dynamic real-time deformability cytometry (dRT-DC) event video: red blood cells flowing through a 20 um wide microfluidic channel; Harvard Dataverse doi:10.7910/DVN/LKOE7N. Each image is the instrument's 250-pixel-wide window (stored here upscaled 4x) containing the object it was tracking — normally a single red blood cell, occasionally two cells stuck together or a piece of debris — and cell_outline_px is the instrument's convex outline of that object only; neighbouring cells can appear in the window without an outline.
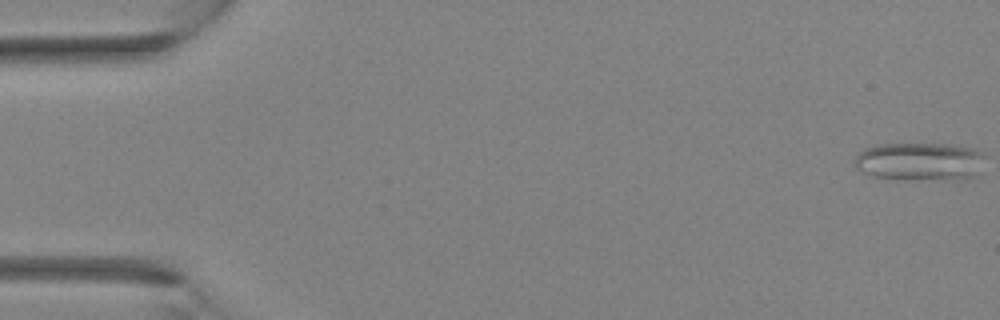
{"species": "Egyptian fruit bat (a non-hibernating species)", "species_latin": "Rousettus aegyptiacus", "temperature_condition": "room temperature", "stored_images_in_passage": 35, "camera_frame_rate_fps": 3000, "um_per_image_px": 0.085, "animal": {"sex": "female"}, "frame": {"image": 1, "passage_image": 1, "time_ms": 0.0, "image_size_px": [1000, 320], "cell_outline_px": [[984, 156], [972, 176], [872, 176], [856, 168], [852, 164], [852, 160], [864, 148], [880, 144], [944, 144], [972, 148], [984, 152]], "centroid_in_image_um": [78.05, 13.62], "position_along_channel_um": 7.0, "area_um2": 26.88}}
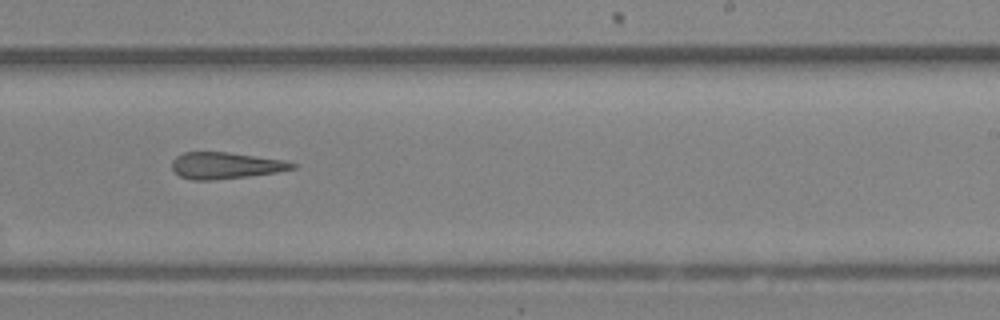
{"frame": {"image": 2, "passage_image": 22, "time_ms": 7.0, "image_size_px": [1000, 320], "cell_outline_px": [[296, 168], [276, 172], [248, 176], [212, 180], [192, 180], [180, 176], [172, 168], [172, 160], [176, 156], [184, 152], [228, 152], [284, 160], [296, 164]], "centroid_in_image_um": [19.15, 14.06], "position_along_channel_um": 269.8, "area_um2": 18.5}}
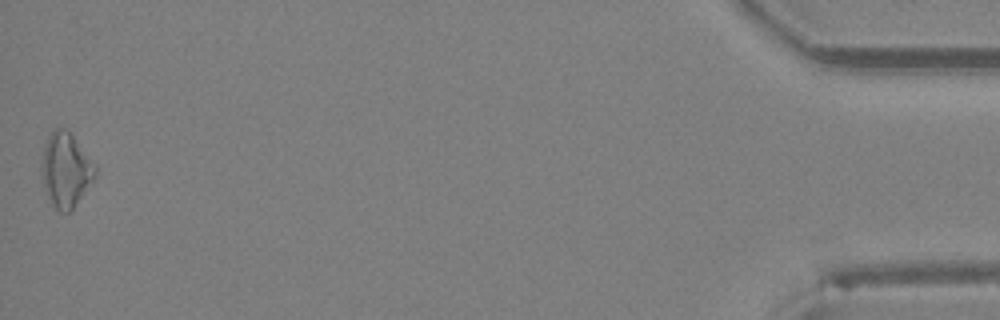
{"frame": {"image": 3, "passage_image": 35, "time_ms": 11.333, "image_size_px": [1000, 320], "cell_outline_px": [[96, 176], [72, 208], [68, 212], [60, 212], [52, 204], [44, 188], [40, 172], [40, 164], [44, 144], [48, 136], [56, 128], [64, 128], [72, 136], [96, 164]], "centroid_in_image_um": [5.56, 14.43], "position_along_channel_um": 429.6, "area_um2": 23.0}}